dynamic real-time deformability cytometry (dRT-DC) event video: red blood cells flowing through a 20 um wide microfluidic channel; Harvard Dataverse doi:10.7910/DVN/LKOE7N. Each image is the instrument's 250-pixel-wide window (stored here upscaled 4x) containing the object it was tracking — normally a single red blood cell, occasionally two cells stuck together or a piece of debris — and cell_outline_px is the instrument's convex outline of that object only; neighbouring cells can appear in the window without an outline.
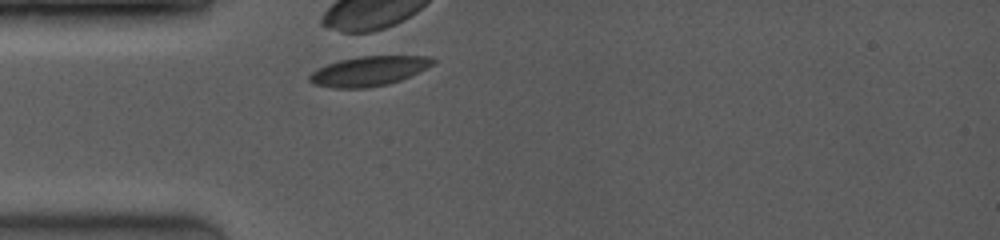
{"species": "common noctule bat (a hibernating species)", "species_latin": "Nyctalus noctula", "temperature_condition": "room temperature", "stored_images_in_passage": 1, "camera_frame_rate_fps": 4000, "um_per_image_px": 0.085, "animal": {"sex": "female", "body_mass_g": 19.0, "forearm_length_mm": 53.3}, "frame": {"image": 1, "passage_image": 1, "time_ms": 0.0, "image_size_px": [1000, 240], "cell_outline_px": [[436, 64], [400, 80], [388, 84], [368, 88], [332, 88], [312, 84], [308, 80], [308, 76], [312, 72], [328, 64], [340, 60], [360, 56], [432, 56], [436, 60]], "centroid_in_image_um": [31.37, 6.04], "position_along_channel_um": 53.6, "area_um2": 21.39}}